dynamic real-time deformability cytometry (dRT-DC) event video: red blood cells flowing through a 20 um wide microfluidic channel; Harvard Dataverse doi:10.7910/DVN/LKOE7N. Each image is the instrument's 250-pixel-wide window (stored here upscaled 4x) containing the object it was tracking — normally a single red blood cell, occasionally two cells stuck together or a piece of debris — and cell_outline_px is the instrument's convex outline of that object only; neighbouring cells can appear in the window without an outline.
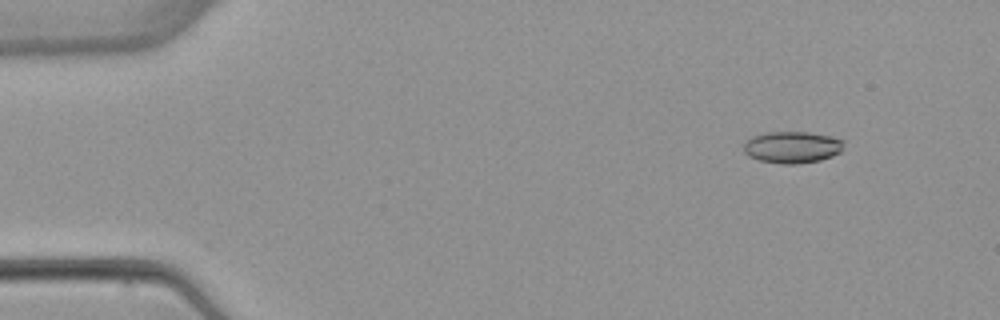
{"species": "common noctule bat (a hibernating species)", "species_latin": "Nyctalus noctula", "temperature_condition": "warm", "stored_images_in_passage": 4, "camera_frame_rate_fps": 3000, "um_per_image_px": 0.085, "animal": {"sex": "female", "body_mass_g": 22.7, "forearm_length_mm": 54.2}, "frame": {"image": 1, "passage_image": 2, "time_ms": 1.0, "image_size_px": [1000, 320], "cell_outline_px": [[844, 140], [840, 152], [832, 156], [820, 160], [796, 164], [780, 164], [760, 160], [748, 156], [744, 152], [744, 140], [752, 136], [768, 132], [808, 132], [828, 136]], "centroid_in_image_um": [67.29, 12.51], "position_along_channel_um": 17.7, "area_um2": 18.5}}
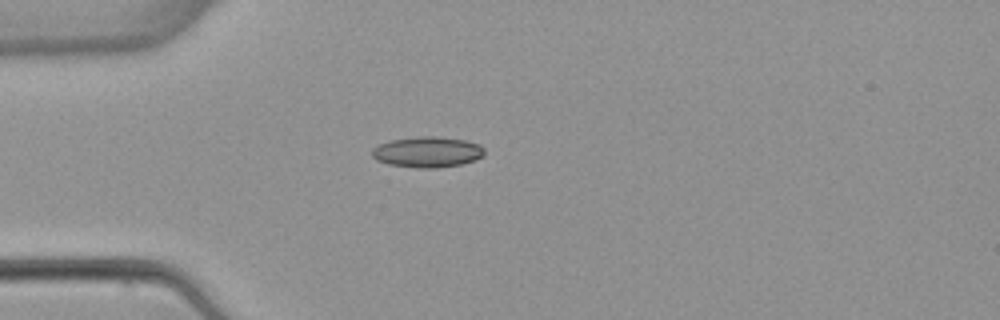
{"frame": {"image": 2, "passage_image": 4, "time_ms": 4.0, "image_size_px": [1000, 320], "cell_outline_px": [[484, 156], [476, 160], [460, 164], [436, 168], [416, 168], [388, 164], [376, 160], [372, 156], [372, 148], [380, 144], [392, 140], [416, 136], [440, 136], [464, 140], [480, 144], [484, 148]], "centroid_in_image_um": [36.34, 12.92], "position_along_channel_um": 48.7, "area_um2": 20.29}}